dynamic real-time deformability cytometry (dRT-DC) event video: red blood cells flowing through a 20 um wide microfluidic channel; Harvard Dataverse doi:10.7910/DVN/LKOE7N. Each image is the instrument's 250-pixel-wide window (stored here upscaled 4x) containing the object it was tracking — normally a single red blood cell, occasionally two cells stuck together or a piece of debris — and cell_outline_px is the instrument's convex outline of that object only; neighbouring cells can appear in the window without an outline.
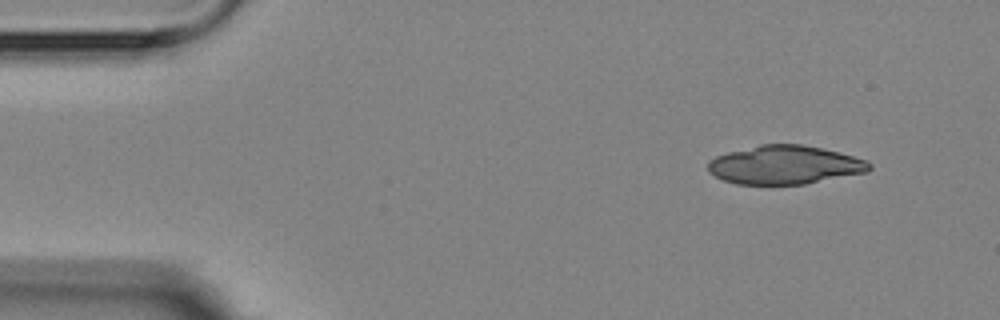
{"species": "Egyptian fruit bat (a non-hibernating species)", "species_latin": "Rousettus aegyptiacus", "temperature_condition": "room temperature", "stored_images_in_passage": 3, "camera_frame_rate_fps": 3000, "um_per_image_px": 0.085, "animal": {"sex": "female"}, "frame": {"image": 1, "passage_image": 3, "time_ms": 3.0, "image_size_px": [1000, 320], "cell_outline_px": [[872, 168], [868, 172], [804, 184], [736, 184], [724, 180], [708, 172], [708, 160], [716, 156], [728, 152], [760, 144], [800, 144], [840, 152], [868, 160], [872, 164]], "centroid_in_image_um": [66.72, 14.01], "position_along_channel_um": 18.3, "area_um2": 36.41}}